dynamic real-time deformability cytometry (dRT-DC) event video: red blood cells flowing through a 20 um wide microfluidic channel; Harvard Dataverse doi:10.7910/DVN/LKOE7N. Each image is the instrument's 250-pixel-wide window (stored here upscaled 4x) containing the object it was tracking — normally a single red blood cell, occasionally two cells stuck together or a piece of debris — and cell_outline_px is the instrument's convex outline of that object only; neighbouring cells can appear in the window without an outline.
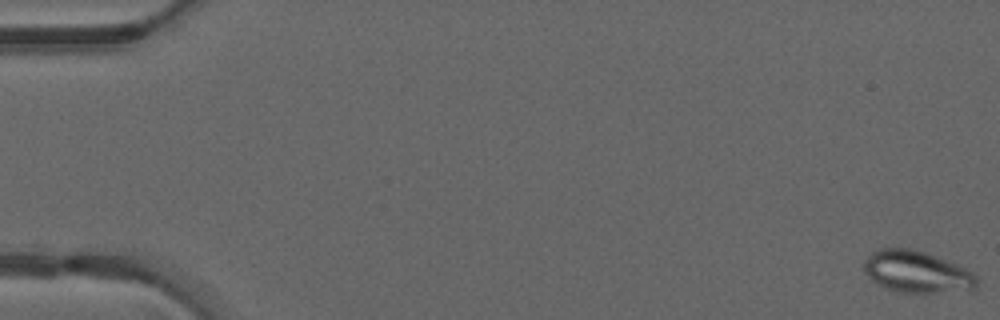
{"species": "common noctule bat (a hibernating species)", "species_latin": "Nyctalus noctula", "temperature_condition": "warm", "stored_images_in_passage": 50, "camera_frame_rate_fps": 3000, "um_per_image_px": 0.085, "animal": {"sex": "male", "forearm_length_mm": 52.5}, "frame": {"image": 1, "passage_image": 1, "time_ms": 0.0, "image_size_px": [1000, 320], "cell_outline_px": [[976, 284], [972, 288], [932, 292], [900, 292], [888, 288], [872, 280], [864, 272], [864, 260], [872, 252], [880, 248], [912, 248], [924, 252], [956, 264], [972, 272], [976, 276]], "centroid_in_image_um": [77.86, 23.07], "position_along_channel_um": 7.1, "area_um2": 26.7}}
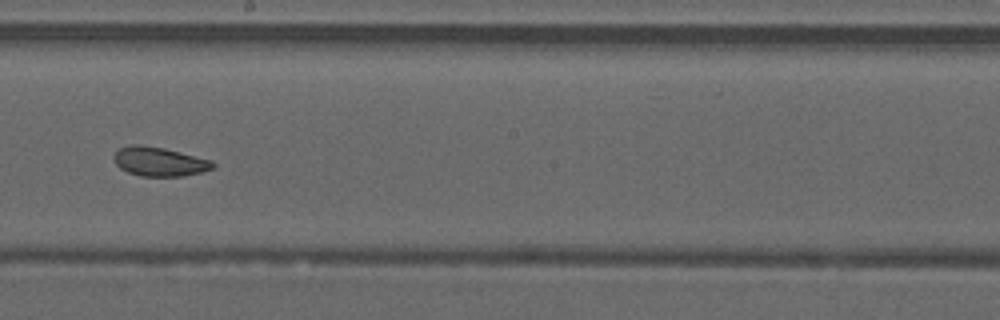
{"frame": {"image": 2, "passage_image": 29, "time_ms": 9.333, "image_size_px": [1000, 320], "cell_outline_px": [[216, 164], [212, 168], [200, 172], [184, 176], [140, 176], [128, 172], [120, 168], [116, 164], [112, 156], [120, 148], [132, 144], [140, 144], [164, 148], [212, 160]], "centroid_in_image_um": [13.53, 13.73], "position_along_channel_um": 234.7, "area_um2": 16.76}}
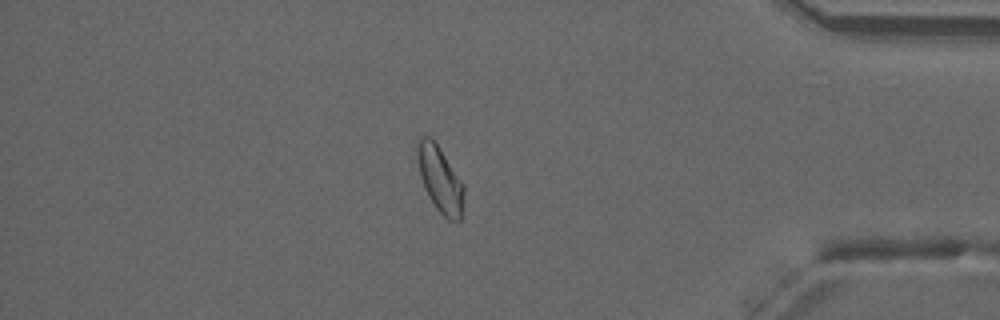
{"frame": {"image": 3, "passage_image": 43, "time_ms": 14.0, "image_size_px": [1000, 320], "cell_outline_px": [[464, 192], [460, 220], [448, 220], [436, 208], [428, 196], [424, 188], [420, 176], [416, 156], [416, 152], [420, 136], [428, 136], [440, 148], [464, 184]], "centroid_in_image_um": [37.39, 15.23], "position_along_channel_um": 397.8, "area_um2": 17.74}, "authors_computed_cell_mechanics": {"area_um2": 18.9006, "velocity_mm_per_s": 4.1962, "shape_relaxation_time_tau1_ms": null, "shape_relaxation_time_tau2_ms": 1.388, "deformation_change_tau1": null, "deformation_change_tau2": 0.0673}}